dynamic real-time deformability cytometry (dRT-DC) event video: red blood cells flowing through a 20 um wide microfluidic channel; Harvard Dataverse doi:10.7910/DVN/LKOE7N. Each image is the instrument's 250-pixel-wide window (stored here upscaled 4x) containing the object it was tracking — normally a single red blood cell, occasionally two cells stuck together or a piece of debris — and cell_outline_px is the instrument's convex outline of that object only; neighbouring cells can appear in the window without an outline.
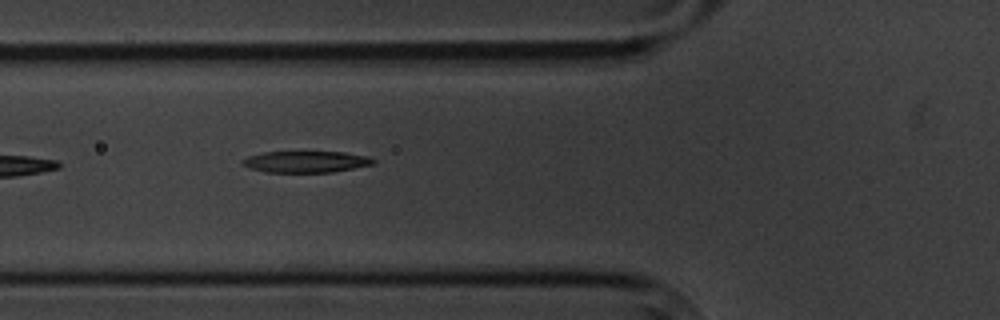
{"species": "common noctule bat (a hibernating species)", "species_latin": "Nyctalus noctula", "temperature_condition": "cold", "stored_images_in_passage": 4, "camera_frame_rate_fps": 3000, "um_per_image_px": 0.085, "animal": {"sex": "male", "body_mass_g": 20.1, "forearm_length_mm": 53.5}, "frame": {"image": 1, "passage_image": 4, "time_ms": 3.333, "image_size_px": [1000, 320], "cell_outline_px": [[376, 164], [332, 172], [264, 172], [248, 168], [240, 164], [240, 160], [248, 156], [264, 152], [344, 152], [368, 156], [376, 160]], "centroid_in_image_um": [25.98, 13.75], "position_along_channel_um": 99.8, "area_um2": 16.53}}